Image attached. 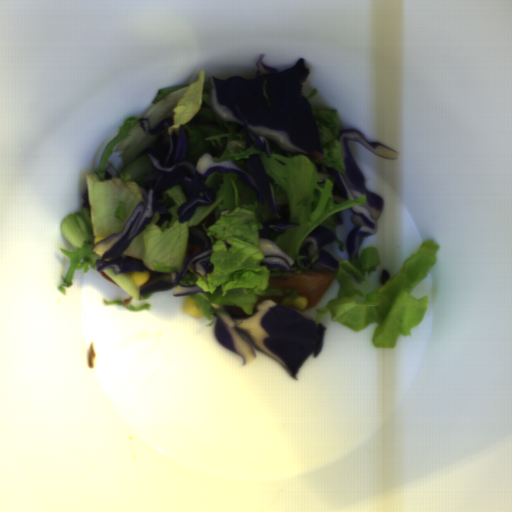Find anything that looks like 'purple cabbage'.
Returning <instances> with one entry per match:
<instances>
[{
	"label": "purple cabbage",
	"instance_id": "purple-cabbage-3",
	"mask_svg": "<svg viewBox=\"0 0 512 512\" xmlns=\"http://www.w3.org/2000/svg\"><path fill=\"white\" fill-rule=\"evenodd\" d=\"M224 312L212 313L214 333L220 344L252 362L256 350L275 359L298 381V371L311 354L319 356L326 326L317 324L303 310L265 300L247 314L241 307L219 304Z\"/></svg>",
	"mask_w": 512,
	"mask_h": 512
},
{
	"label": "purple cabbage",
	"instance_id": "purple-cabbage-6",
	"mask_svg": "<svg viewBox=\"0 0 512 512\" xmlns=\"http://www.w3.org/2000/svg\"><path fill=\"white\" fill-rule=\"evenodd\" d=\"M337 237L327 227H314L303 241L299 256H307L308 259H300L305 266L311 264L312 258L317 254L318 260H314L310 269L328 270L333 274L340 271V260L322 249L324 245H328L335 241Z\"/></svg>",
	"mask_w": 512,
	"mask_h": 512
},
{
	"label": "purple cabbage",
	"instance_id": "purple-cabbage-9",
	"mask_svg": "<svg viewBox=\"0 0 512 512\" xmlns=\"http://www.w3.org/2000/svg\"><path fill=\"white\" fill-rule=\"evenodd\" d=\"M388 279H389V273H388L387 269H384V268H383V270H382V272H381V279H380V282H381V283H382V285H383L384 283H386V282L388 281Z\"/></svg>",
	"mask_w": 512,
	"mask_h": 512
},
{
	"label": "purple cabbage",
	"instance_id": "purple-cabbage-4",
	"mask_svg": "<svg viewBox=\"0 0 512 512\" xmlns=\"http://www.w3.org/2000/svg\"><path fill=\"white\" fill-rule=\"evenodd\" d=\"M336 138L342 148L345 173H340L324 163L313 165L320 181L317 184H326V179L330 181L333 201L336 204L342 205L354 198L367 195L365 203L351 206L352 220L356 226L347 238V254L350 262L358 258L364 238L375 235L378 229V217L384 207V198L367 189L364 173L350 151L349 142L355 141L372 153L389 159H395L401 153L387 145L369 141L364 133L357 130H340Z\"/></svg>",
	"mask_w": 512,
	"mask_h": 512
},
{
	"label": "purple cabbage",
	"instance_id": "purple-cabbage-1",
	"mask_svg": "<svg viewBox=\"0 0 512 512\" xmlns=\"http://www.w3.org/2000/svg\"><path fill=\"white\" fill-rule=\"evenodd\" d=\"M139 127L145 133L153 134L155 142L146 147L140 157H147L152 171L144 179L137 181L136 187L140 192L143 203H139L119 232L105 237L91 250L102 257L94 267L101 272L112 267L117 273L145 272L141 259L124 256V251L134 236L145 231L155 213L159 218L155 222L161 227L164 221H169L172 214L167 205L160 203L162 193L170 185H180L184 192L186 203H182L177 211L178 222L191 219L195 208L199 205L213 203L217 192L208 188L207 179L213 174L232 172L237 175L257 198L258 204H263L272 210L275 220L262 223L258 230L259 245L264 254L260 262L270 270L283 272L300 271L297 261L281 250L275 239L278 235L298 223L292 221L288 206H279L276 200L274 180L264 169L263 160L258 153L249 158L218 161L211 153L202 154L195 164L186 161L188 157V141L184 128L171 132L175 124L172 117H166L152 129L146 116L138 119Z\"/></svg>",
	"mask_w": 512,
	"mask_h": 512
},
{
	"label": "purple cabbage",
	"instance_id": "purple-cabbage-8",
	"mask_svg": "<svg viewBox=\"0 0 512 512\" xmlns=\"http://www.w3.org/2000/svg\"><path fill=\"white\" fill-rule=\"evenodd\" d=\"M82 203L83 207H87L90 212V196L89 189H85L82 193Z\"/></svg>",
	"mask_w": 512,
	"mask_h": 512
},
{
	"label": "purple cabbage",
	"instance_id": "purple-cabbage-5",
	"mask_svg": "<svg viewBox=\"0 0 512 512\" xmlns=\"http://www.w3.org/2000/svg\"><path fill=\"white\" fill-rule=\"evenodd\" d=\"M216 223V209L208 214L199 224L190 226L187 230L188 244L193 245L190 252L185 254L182 266L178 271L165 273L152 267H145L144 271H153V280L140 287L142 293H148L160 290H169L173 295H182L195 297L196 294L204 293L198 284L191 286H181V281L187 275L200 274L212 271L213 241L205 228V224L210 228ZM201 246V251L192 256L195 245Z\"/></svg>",
	"mask_w": 512,
	"mask_h": 512
},
{
	"label": "purple cabbage",
	"instance_id": "purple-cabbage-10",
	"mask_svg": "<svg viewBox=\"0 0 512 512\" xmlns=\"http://www.w3.org/2000/svg\"><path fill=\"white\" fill-rule=\"evenodd\" d=\"M104 175H105V179L109 178V177H113L112 173H110L108 171H104Z\"/></svg>",
	"mask_w": 512,
	"mask_h": 512
},
{
	"label": "purple cabbage",
	"instance_id": "purple-cabbage-2",
	"mask_svg": "<svg viewBox=\"0 0 512 512\" xmlns=\"http://www.w3.org/2000/svg\"><path fill=\"white\" fill-rule=\"evenodd\" d=\"M256 60L253 78L233 75L227 79L208 77L209 101L221 120L240 124L244 149L253 144L271 156L268 140L281 150L297 153H323L318 123L304 94L302 83L310 73L304 58L279 70Z\"/></svg>",
	"mask_w": 512,
	"mask_h": 512
},
{
	"label": "purple cabbage",
	"instance_id": "purple-cabbage-7",
	"mask_svg": "<svg viewBox=\"0 0 512 512\" xmlns=\"http://www.w3.org/2000/svg\"><path fill=\"white\" fill-rule=\"evenodd\" d=\"M187 125H203L212 127L218 131L221 130L220 124L216 123L213 120H209L195 114L190 116Z\"/></svg>",
	"mask_w": 512,
	"mask_h": 512
}]
</instances>
